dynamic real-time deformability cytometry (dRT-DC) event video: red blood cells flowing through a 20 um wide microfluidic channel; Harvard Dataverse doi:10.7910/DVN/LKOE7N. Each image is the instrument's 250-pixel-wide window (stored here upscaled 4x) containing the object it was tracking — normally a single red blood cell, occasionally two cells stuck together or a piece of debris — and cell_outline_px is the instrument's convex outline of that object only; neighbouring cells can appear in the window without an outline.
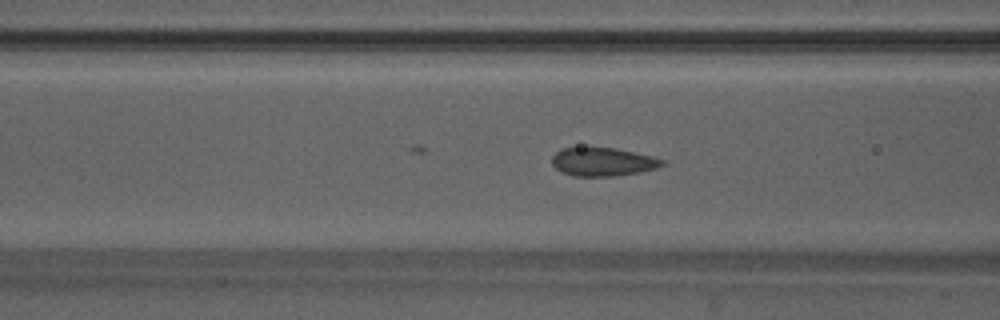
{"species": "Egyptian fruit bat (a non-hibernating species)", "species_latin": "Rousettus aegyptiacus", "temperature_condition": "warm", "stored_images_in_passage": 25, "camera_frame_rate_fps": 3000, "um_per_image_px": 0.085, "animal": {"sex": "male"}, "frame": {"image": 1, "passage_image": 8, "time_ms": 2.333, "image_size_px": [1000, 320], "cell_outline_px": [[668, 164], [656, 168], [640, 172], [616, 176], [572, 176], [556, 168], [552, 164], [552, 156], [560, 148], [616, 148], [652, 156], [664, 160]], "centroid_in_image_um": [51.27, 13.76], "position_along_channel_um": 115.3, "area_um2": 18.26}}
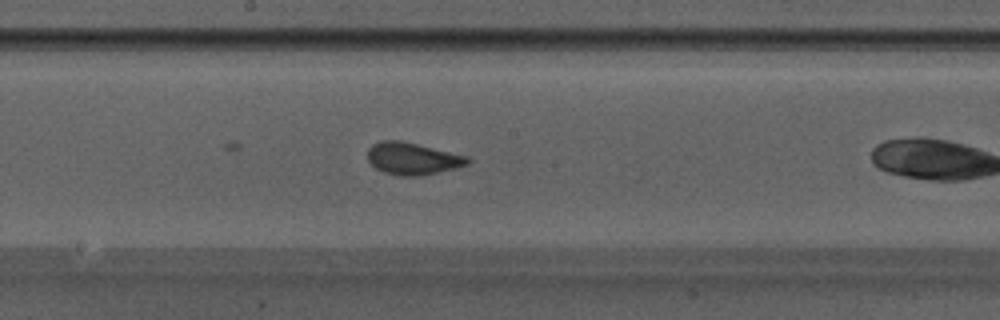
{"frame": {"image": 2, "passage_image": 15, "time_ms": 4.667, "image_size_px": [1000, 320], "cell_outline_px": [[472, 160], [468, 164], [456, 168], [416, 176], [404, 176], [384, 172], [376, 168], [368, 160], [368, 148], [372, 144], [380, 140], [400, 140], [468, 156]], "centroid_in_image_um": [35.06, 13.46], "position_along_channel_um": 213.1, "area_um2": 18.55}}